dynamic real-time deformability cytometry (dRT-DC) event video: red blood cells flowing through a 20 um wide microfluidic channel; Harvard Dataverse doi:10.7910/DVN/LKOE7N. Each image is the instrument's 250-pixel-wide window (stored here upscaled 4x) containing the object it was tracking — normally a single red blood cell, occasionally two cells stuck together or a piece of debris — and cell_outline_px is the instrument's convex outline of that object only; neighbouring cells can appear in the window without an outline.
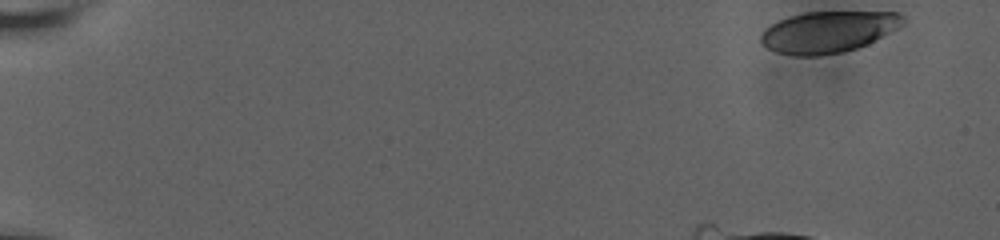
{"species": "human", "species_latin": "Homo sapiens", "temperature_condition": "room temperature", "stored_images_in_passage": 13, "camera_frame_rate_fps": 3000, "um_per_image_px": 0.085, "donor": {"sex": "male"}, "frame": {"image": 1, "passage_image": 1, "time_ms": 0.0, "image_size_px": [1000, 240], "cell_outline_px": [[904, 24], [856, 48], [840, 52], [816, 56], [796, 56], [776, 52], [768, 48], [760, 40], [760, 36], [764, 28], [788, 16], [804, 12], [900, 12], [904, 16]], "centroid_in_image_um": [70.35, 2.7], "position_along_channel_um": 14.7, "area_um2": 33.87}}